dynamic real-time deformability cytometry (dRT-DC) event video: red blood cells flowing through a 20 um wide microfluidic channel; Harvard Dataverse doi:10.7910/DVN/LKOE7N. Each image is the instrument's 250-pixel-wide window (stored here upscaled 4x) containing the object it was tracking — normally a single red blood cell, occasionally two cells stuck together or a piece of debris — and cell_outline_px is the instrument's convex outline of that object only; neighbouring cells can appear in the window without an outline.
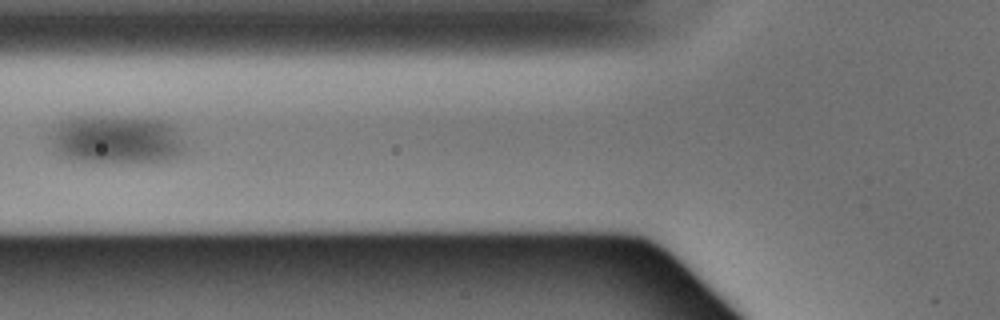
{"species": "Egyptian fruit bat (a non-hibernating species)", "species_latin": "Rousettus aegyptiacus", "temperature_condition": "warm", "stored_images_in_passage": 4, "camera_frame_rate_fps": 3000, "um_per_image_px": 0.085, "animal": {"sex": "male"}, "frame": {"image": 1, "passage_image": 4, "time_ms": 1.0, "image_size_px": [1000, 320], "cell_outline_px": [[188, 148], [184, 152], [168, 160], [124, 164], [80, 160], [60, 156], [52, 148], [52, 136], [56, 124], [60, 120], [68, 116], [152, 116], [164, 120], [172, 124], [176, 128], [184, 140]], "centroid_in_image_um": [9.97, 11.83], "position_along_channel_um": 115.8, "area_um2": 39.65}}